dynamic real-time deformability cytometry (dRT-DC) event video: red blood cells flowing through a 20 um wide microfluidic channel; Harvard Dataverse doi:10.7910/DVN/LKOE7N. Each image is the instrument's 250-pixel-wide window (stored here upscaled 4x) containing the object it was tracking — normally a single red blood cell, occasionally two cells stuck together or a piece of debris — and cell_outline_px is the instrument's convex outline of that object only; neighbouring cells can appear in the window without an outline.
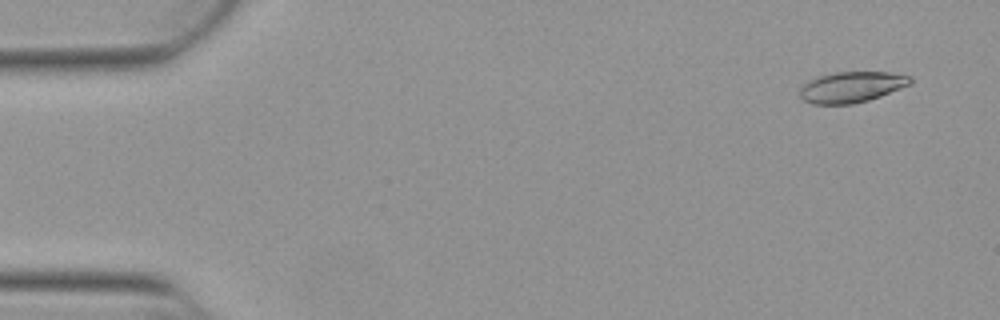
{"species": "Egyptian fruit bat (a non-hibernating species)", "species_latin": "Rousettus aegyptiacus", "temperature_condition": "warm", "stored_images_in_passage": 53, "camera_frame_rate_fps": 3000, "um_per_image_px": 0.085, "animal": {"sex": "female"}, "frame": {"image": 1, "passage_image": 3, "time_ms": 0.667, "image_size_px": [1000, 320], "cell_outline_px": [[912, 84], [880, 96], [868, 100], [852, 104], [812, 104], [804, 100], [800, 96], [800, 88], [808, 80], [816, 76], [836, 72], [888, 72], [912, 76]], "centroid_in_image_um": [72.38, 7.39], "position_along_channel_um": 12.6, "area_um2": 19.94}}
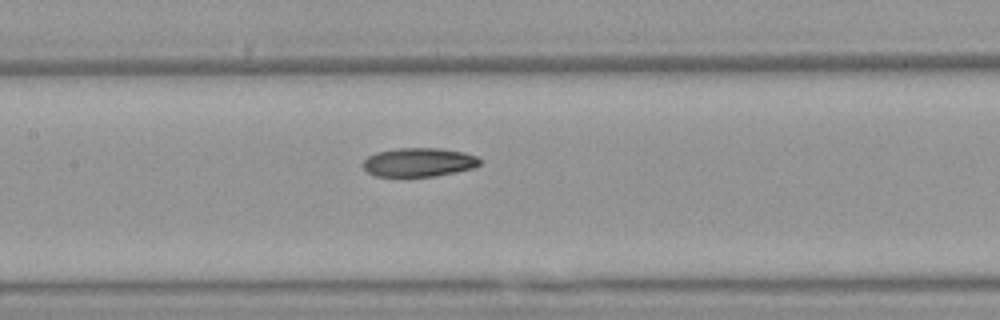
{"frame": {"image": 2, "passage_image": 25, "time_ms": 8.0, "image_size_px": [1000, 320], "cell_outline_px": [[480, 164], [476, 168], [436, 176], [376, 176], [368, 172], [364, 168], [364, 160], [368, 156], [376, 152], [396, 148], [440, 148], [464, 152], [476, 156], [480, 160]], "centroid_in_image_um": [35.63, 13.79], "position_along_channel_um": 171.8, "area_um2": 19.65}}
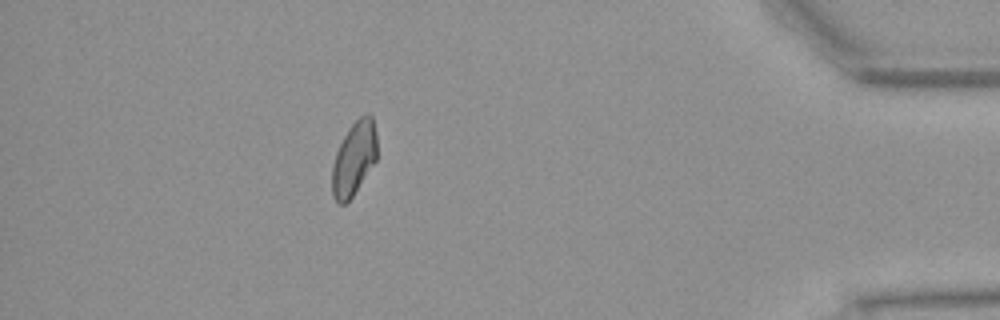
{"frame": {"image": 3, "passage_image": 47, "time_ms": 15.333, "image_size_px": [1000, 320], "cell_outline_px": [[376, 160], [352, 196], [344, 204], [336, 204], [332, 192], [332, 168], [336, 152], [348, 128], [360, 116], [368, 112], [372, 116], [376, 132]], "centroid_in_image_um": [30.08, 13.45], "position_along_channel_um": 405.1, "area_um2": 19.13}, "authors_computed_cell_mechanics": {"area_um2": 19.9988, "velocity_mm_per_s": 3.8483, "shape_relaxation_time_tau1_ms": null, "shape_relaxation_time_tau2_ms": 3.8367, "deformation_change_tau1": null, "deformation_change_tau2": 0.086}}